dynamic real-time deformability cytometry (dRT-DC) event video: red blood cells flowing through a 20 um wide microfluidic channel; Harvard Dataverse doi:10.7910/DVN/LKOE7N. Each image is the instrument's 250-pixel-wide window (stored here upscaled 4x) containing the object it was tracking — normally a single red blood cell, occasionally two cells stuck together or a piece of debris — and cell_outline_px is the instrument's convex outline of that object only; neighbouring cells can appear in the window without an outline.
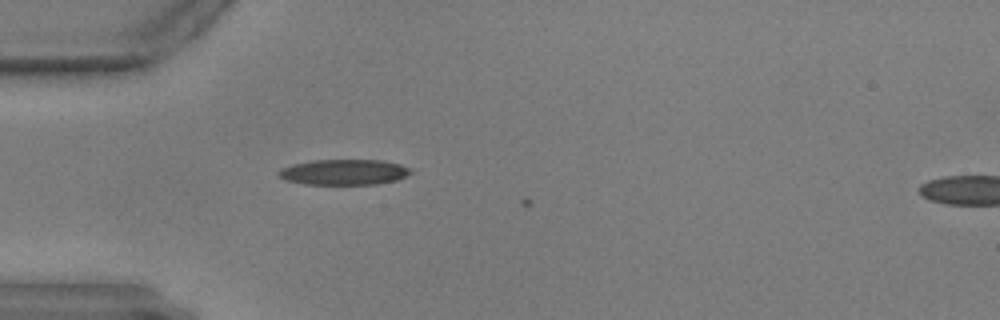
{"species": "common noctule bat (a hibernating species)", "species_latin": "Nyctalus noctula", "temperature_condition": "warm", "stored_images_in_passage": 4, "camera_frame_rate_fps": 3000, "um_per_image_px": 0.085, "animal": {"sex": "male", "body_mass_g": 17.9, "forearm_length_mm": 54.2}, "frame": {"image": 1, "passage_image": 3, "time_ms": 0.667, "image_size_px": [1000, 320], "cell_outline_px": [[412, 172], [396, 180], [376, 184], [304, 184], [284, 180], [276, 172], [280, 168], [292, 164], [312, 160], [384, 160], [400, 164], [412, 168]], "centroid_in_image_um": [29.21, 14.62], "position_along_channel_um": 55.8, "area_um2": 19.77}}